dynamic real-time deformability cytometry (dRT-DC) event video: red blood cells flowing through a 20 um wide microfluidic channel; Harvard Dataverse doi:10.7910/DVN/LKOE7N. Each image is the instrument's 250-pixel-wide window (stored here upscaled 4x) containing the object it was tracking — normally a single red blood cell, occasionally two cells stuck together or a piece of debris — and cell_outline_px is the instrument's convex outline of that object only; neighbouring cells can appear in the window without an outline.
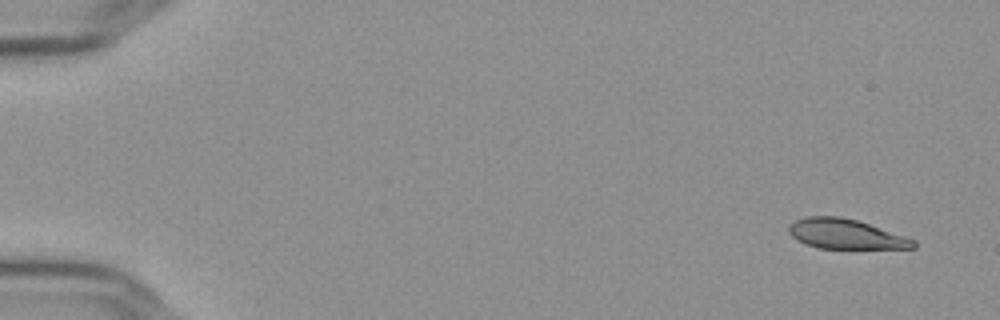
{"species": "Egyptian fruit bat (a non-hibernating species)", "species_latin": "Rousettus aegyptiacus", "temperature_condition": "cold", "stored_images_in_passage": 15, "camera_frame_rate_fps": 3000, "um_per_image_px": 0.085, "frame": {"image": 1, "passage_image": 1, "time_ms": 0.0, "image_size_px": [1000, 320], "cell_outline_px": [[916, 248], [820, 248], [796, 240], [788, 232], [788, 228], [796, 220], [804, 216], [840, 216], [856, 220], [916, 240]], "centroid_in_image_um": [71.86, 19.89], "position_along_channel_um": 13.1, "area_um2": 21.33}}
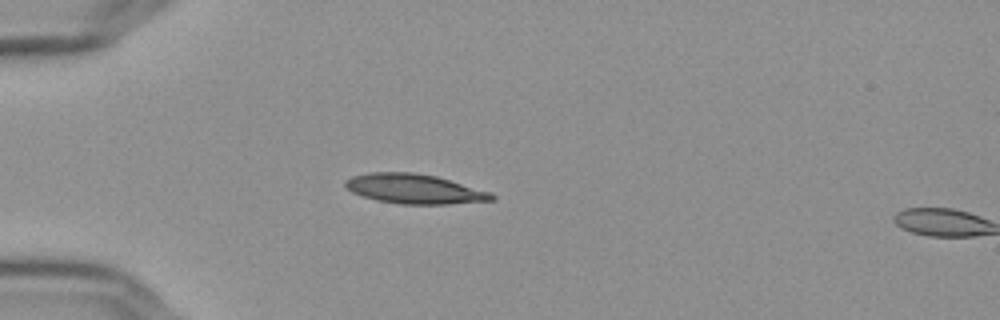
{"frame": {"image": 2, "passage_image": 14, "time_ms": 4.333, "image_size_px": [1000, 320], "cell_outline_px": [[496, 196], [492, 200], [448, 204], [400, 204], [376, 200], [352, 192], [344, 184], [344, 180], [352, 176], [368, 172], [412, 172], [436, 176], [492, 192]], "centroid_in_image_um": [35.22, 16.05], "position_along_channel_um": 49.8, "area_um2": 25.26}}